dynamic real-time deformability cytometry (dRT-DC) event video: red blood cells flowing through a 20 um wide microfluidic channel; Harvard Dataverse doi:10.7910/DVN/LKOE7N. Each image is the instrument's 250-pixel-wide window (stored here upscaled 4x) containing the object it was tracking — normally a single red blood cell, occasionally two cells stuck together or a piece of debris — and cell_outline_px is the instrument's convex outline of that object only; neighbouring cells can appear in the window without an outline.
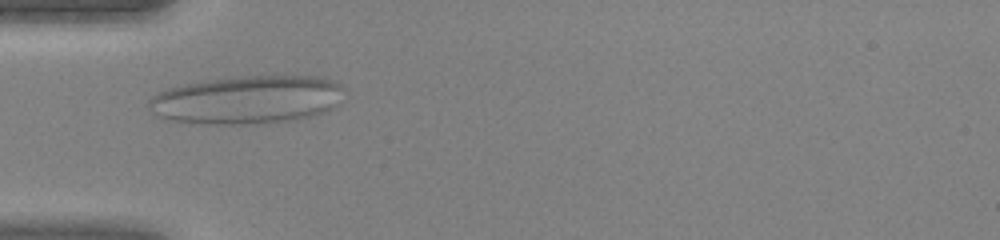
{"species": "human", "species_latin": "Homo sapiens", "temperature_condition": "warm", "stored_images_in_passage": 44, "camera_frame_rate_fps": 3000, "um_per_image_px": 0.085, "donor": {"sex": "female"}, "frame": {"image": 1, "passage_image": 13, "time_ms": 4.0, "image_size_px": [1000, 240], "cell_outline_px": [[336, 84], [328, 108], [320, 112], [308, 116], [268, 124], [216, 124], [172, 120], [160, 116], [148, 108], [148, 100], [160, 92], [172, 88], [188, 84], [212, 80], [240, 76], [316, 76]], "centroid_in_image_um": [20.82, 8.49], "position_along_channel_um": 64.2, "area_um2": 52.42}}
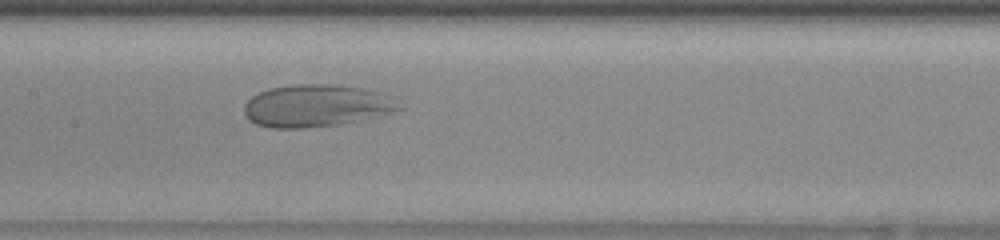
{"frame": {"image": 2, "passage_image": 21, "time_ms": 6.667, "image_size_px": [1000, 240], "cell_outline_px": [[396, 108], [352, 120], [336, 124], [300, 128], [272, 128], [256, 124], [244, 112], [244, 104], [252, 96], [268, 88], [296, 84], [336, 84], [360, 88], [376, 92]], "centroid_in_image_um": [26.59, 8.96], "position_along_channel_um": 180.8, "area_um2": 35.95}}
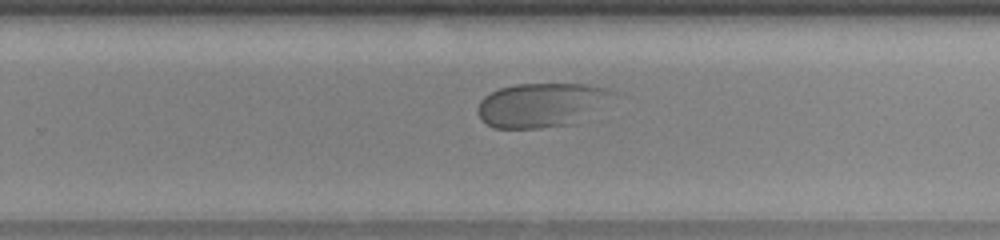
{"frame": {"image": 3, "passage_image": 28, "time_ms": 9.0, "image_size_px": [1000, 240], "cell_outline_px": [[612, 92], [576, 124], [540, 128], [496, 128], [488, 124], [480, 116], [480, 100], [484, 96], [500, 88], [516, 84], [584, 84], [608, 88]], "centroid_in_image_um": [45.92, 8.92], "position_along_channel_um": 283.9, "area_um2": 33.58}}